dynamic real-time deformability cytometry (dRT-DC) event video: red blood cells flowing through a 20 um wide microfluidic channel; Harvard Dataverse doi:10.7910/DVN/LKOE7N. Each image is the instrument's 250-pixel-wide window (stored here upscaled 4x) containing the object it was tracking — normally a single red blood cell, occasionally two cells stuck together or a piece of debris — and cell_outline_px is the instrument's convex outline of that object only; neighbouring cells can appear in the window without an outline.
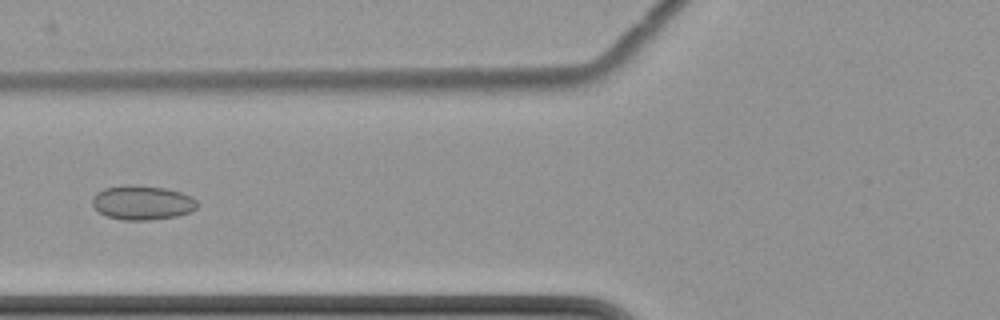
{"species": "common noctule bat (a hibernating species)", "species_latin": "Nyctalus noctula", "temperature_condition": "cold", "stored_images_in_passage": 8, "camera_frame_rate_fps": 3000, "um_per_image_px": 0.085, "animal": {"sex": "female", "body_mass_g": 22.7, "forearm_length_mm": 54.2}, "frame": {"image": 1, "passage_image": 8, "time_ms": 8.333, "image_size_px": [1000, 320], "cell_outline_px": [[200, 204], [192, 212], [176, 216], [148, 220], [124, 220], [108, 216], [100, 212], [92, 204], [92, 196], [96, 192], [104, 188], [128, 184], [136, 184], [164, 188], [180, 192], [192, 196]], "centroid_in_image_um": [12.11, 17.21], "position_along_channel_um": 113.7, "area_um2": 21.15}}